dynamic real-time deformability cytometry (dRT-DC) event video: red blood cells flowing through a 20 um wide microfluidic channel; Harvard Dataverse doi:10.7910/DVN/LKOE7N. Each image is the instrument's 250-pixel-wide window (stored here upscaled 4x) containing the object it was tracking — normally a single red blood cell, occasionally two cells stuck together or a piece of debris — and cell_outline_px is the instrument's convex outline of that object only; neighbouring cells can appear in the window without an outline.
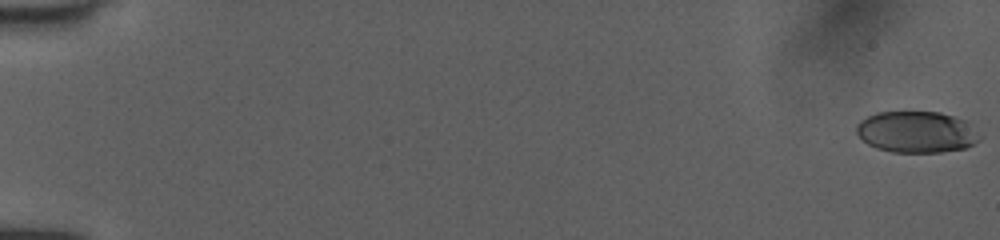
{"species": "human", "species_latin": "Homo sapiens", "temperature_condition": "room temperature", "stored_images_in_passage": 53, "camera_frame_rate_fps": 3000, "um_per_image_px": 0.085, "donor": {"sex": "female"}, "frame": {"image": 1, "passage_image": 1, "time_ms": 0.0, "image_size_px": [1000, 240], "cell_outline_px": [[980, 140], [964, 148], [940, 152], [892, 152], [876, 148], [868, 144], [856, 132], [856, 124], [860, 120], [876, 112], [940, 112], [964, 120], [980, 136]], "centroid_in_image_um": [77.86, 11.22], "position_along_channel_um": 7.1, "area_um2": 29.48}}
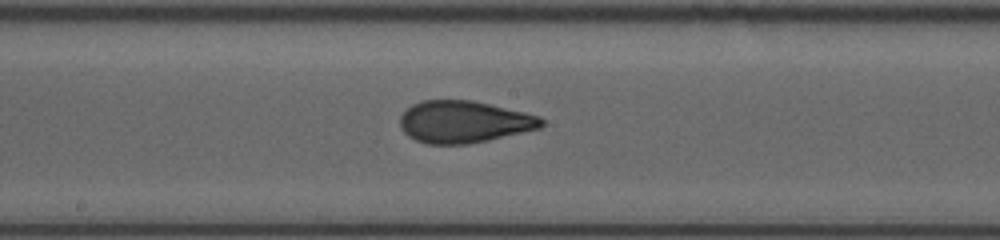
{"frame": {"image": 2, "passage_image": 30, "time_ms": 9.667, "image_size_px": [1000, 240], "cell_outline_px": [[544, 124], [540, 128], [488, 140], [468, 144], [428, 144], [416, 140], [408, 136], [400, 128], [400, 116], [412, 104], [424, 100], [472, 100], [524, 112], [540, 116], [544, 120]], "centroid_in_image_um": [39.42, 10.36], "position_along_channel_um": 208.8, "area_um2": 34.56}}
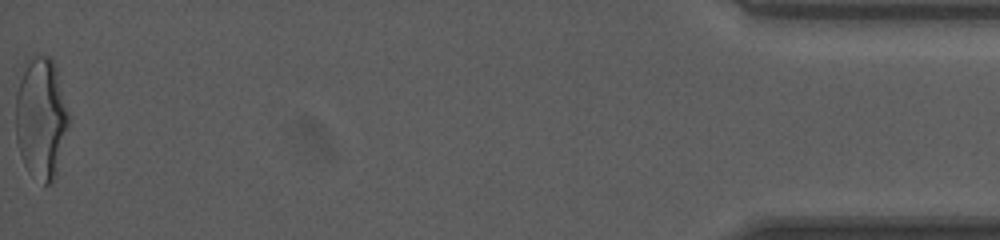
{"frame": {"image": 3, "passage_image": 53, "time_ms": 17.333, "image_size_px": [1000, 240], "cell_outline_px": [[68, 124], [56, 176], [52, 184], [44, 184], [28, 172], [24, 164], [16, 140], [16, 92], [24, 60], [28, 56], [52, 56], [56, 68], [68, 112]], "centroid_in_image_um": [3.46, 10.01], "position_along_channel_um": 431.7, "area_um2": 37.69}, "authors_computed_cell_mechanics": {"area_um2": 33.8708, "velocity_mm_per_s": 4.0528, "shape_relaxation_time_tau1_ms": 8.4831, "shape_relaxation_time_tau2_ms": 0.8525, "deformation_change_tau1": 0.257, "deformation_change_tau2": 0.0705}}